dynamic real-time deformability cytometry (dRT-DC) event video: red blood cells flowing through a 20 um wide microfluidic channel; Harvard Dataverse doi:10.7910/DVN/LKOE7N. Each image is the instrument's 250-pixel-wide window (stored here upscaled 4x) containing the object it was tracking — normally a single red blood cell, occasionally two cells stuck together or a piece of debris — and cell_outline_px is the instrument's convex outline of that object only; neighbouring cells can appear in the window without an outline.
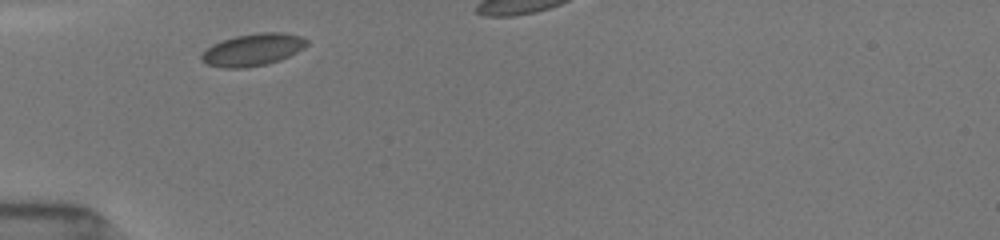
{"species": "common noctule bat (a hibernating species)", "species_latin": "Nyctalus noctula", "temperature_condition": "room temperature", "stored_images_in_passage": 20, "camera_frame_rate_fps": 3000, "um_per_image_px": 0.085, "animal": {"sex": "female", "body_mass_g": 19.5, "forearm_length_mm": 54.1}, "frame": {"image": 1, "passage_image": 1, "time_ms": 0.0, "image_size_px": [1000, 240], "cell_outline_px": [[308, 44], [304, 48], [280, 60], [264, 64], [244, 68], [220, 68], [208, 64], [200, 60], [200, 56], [212, 44], [236, 36], [260, 32], [284, 32], [304, 36], [308, 40]], "centroid_in_image_um": [21.52, 4.22], "position_along_channel_um": 63.5, "area_um2": 19.77}}
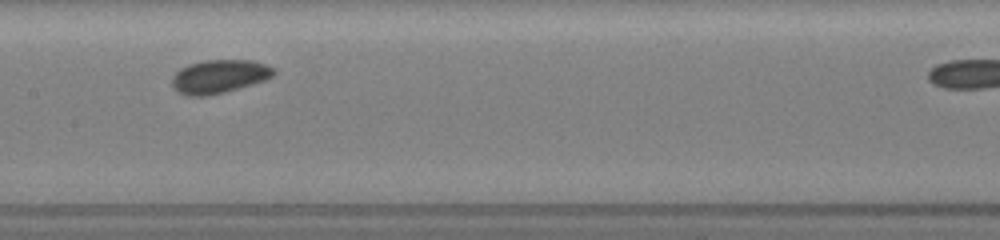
{"frame": {"image": 2, "passage_image": 8, "time_ms": 3.333, "image_size_px": [1000, 240], "cell_outline_px": [[276, 72], [272, 76], [264, 80], [224, 92], [208, 96], [188, 96], [176, 92], [172, 88], [172, 76], [180, 68], [188, 64], [204, 60], [252, 60], [264, 64], [272, 68]], "centroid_in_image_um": [18.56, 6.5], "position_along_channel_um": 188.8, "area_um2": 19.83}}
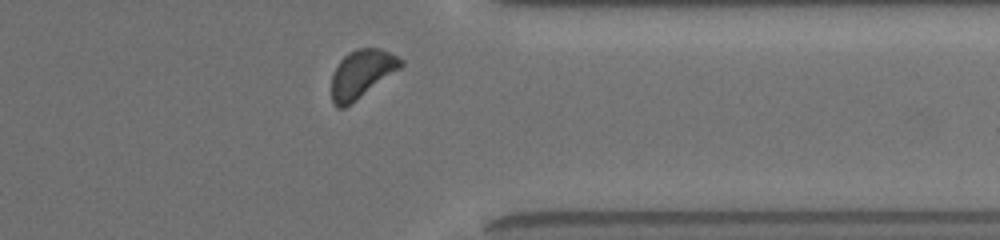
{"frame": {"image": 3, "passage_image": 18, "time_ms": 8.333, "image_size_px": [1000, 240], "cell_outline_px": [[404, 64], [400, 68], [356, 100], [344, 108], [336, 108], [332, 100], [332, 76], [340, 60], [348, 52], [356, 48], [380, 48], [404, 60]], "centroid_in_image_um": [30.73, 6.26], "position_along_channel_um": 380.7, "area_um2": 19.13}}